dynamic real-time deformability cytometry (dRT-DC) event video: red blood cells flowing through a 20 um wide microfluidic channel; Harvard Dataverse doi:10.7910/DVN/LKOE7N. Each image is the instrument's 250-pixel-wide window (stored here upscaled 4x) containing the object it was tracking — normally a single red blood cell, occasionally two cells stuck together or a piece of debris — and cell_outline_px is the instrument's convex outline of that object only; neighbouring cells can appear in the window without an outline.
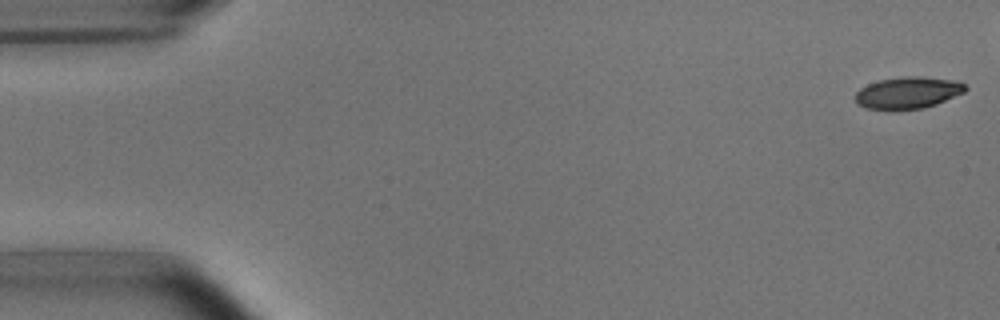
{"species": "common noctule bat (a hibernating species)", "species_latin": "Nyctalus noctula", "temperature_condition": "room temperature", "stored_images_in_passage": 10, "camera_frame_rate_fps": 3000, "um_per_image_px": 0.085, "animal": {"sex": "male", "body_mass_g": 15.6}, "frame": {"image": 1, "passage_image": 1, "time_ms": 0.0, "image_size_px": [1000, 320], "cell_outline_px": [[968, 88], [964, 92], [936, 104], [920, 108], [868, 108], [860, 104], [856, 100], [856, 92], [860, 88], [868, 84], [880, 80], [900, 76], [920, 76], [952, 80], [964, 84]], "centroid_in_image_um": [77.19, 7.84], "position_along_channel_um": 7.8, "area_um2": 19.77}}